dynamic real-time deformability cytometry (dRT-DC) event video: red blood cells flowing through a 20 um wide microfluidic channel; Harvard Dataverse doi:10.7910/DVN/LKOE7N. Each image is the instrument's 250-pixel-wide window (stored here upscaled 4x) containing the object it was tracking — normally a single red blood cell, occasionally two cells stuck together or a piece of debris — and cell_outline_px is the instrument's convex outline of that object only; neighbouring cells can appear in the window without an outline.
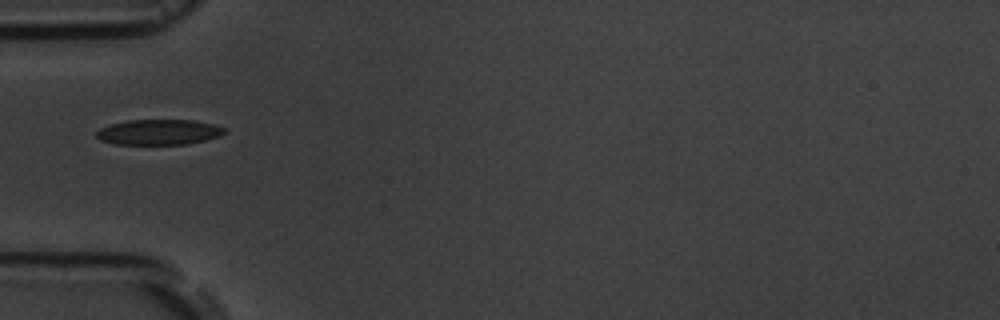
{"species": "common noctule bat (a hibernating species)", "species_latin": "Nyctalus noctula", "temperature_condition": "room temperature", "stored_images_in_passage": 17, "camera_frame_rate_fps": 3000, "um_per_image_px": 0.085, "animal": {"sex": "male", "body_mass_g": 19.5, "forearm_length_mm": 54.6}, "frame": {"image": 1, "passage_image": 6, "time_ms": 5.667, "image_size_px": [1000, 320], "cell_outline_px": [[228, 132], [220, 136], [188, 144], [116, 144], [100, 140], [96, 136], [96, 132], [100, 128], [108, 124], [128, 120], [192, 120], [212, 124], [228, 128]], "centroid_in_image_um": [13.52, 11.22], "position_along_channel_um": 71.5, "area_um2": 19.07}}
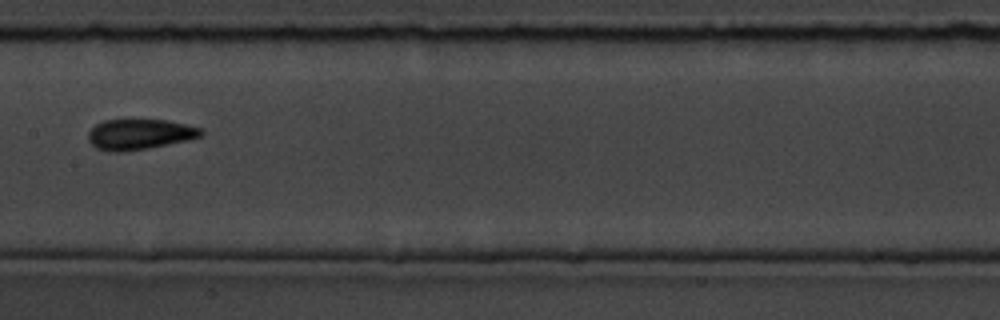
{"frame": {"image": 2, "passage_image": 9, "time_ms": 9.0, "image_size_px": [1000, 320], "cell_outline_px": [[204, 132], [200, 136], [188, 140], [144, 148], [120, 152], [112, 152], [96, 148], [88, 140], [88, 132], [96, 124], [104, 120], [168, 120], [200, 128]], "centroid_in_image_um": [11.83, 11.41], "position_along_channel_um": 195.6, "area_um2": 19.71}}
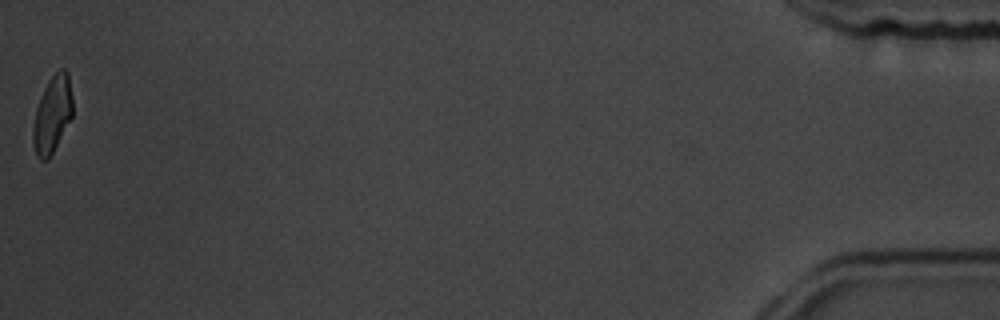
{"frame": {"image": 3, "passage_image": 17, "time_ms": 18.0, "image_size_px": [1000, 320], "cell_outline_px": [[72, 116], [48, 160], [40, 160], [36, 156], [32, 140], [32, 132], [36, 108], [44, 88], [48, 80], [60, 68], [64, 68], [68, 72], [72, 96]], "centroid_in_image_um": [4.44, 9.72], "position_along_channel_um": 430.8, "area_um2": 17.63}, "authors_computed_cell_mechanics": {"area_um2": 19.4786, "velocity_mm_per_s": 3.7114, "shape_relaxation_time_tau1_ms": 3.3289, "shape_relaxation_time_tau2_ms": 1.8651, "deformation_change_tau1": 0.1004, "deformation_change_tau2": 0.0477}}